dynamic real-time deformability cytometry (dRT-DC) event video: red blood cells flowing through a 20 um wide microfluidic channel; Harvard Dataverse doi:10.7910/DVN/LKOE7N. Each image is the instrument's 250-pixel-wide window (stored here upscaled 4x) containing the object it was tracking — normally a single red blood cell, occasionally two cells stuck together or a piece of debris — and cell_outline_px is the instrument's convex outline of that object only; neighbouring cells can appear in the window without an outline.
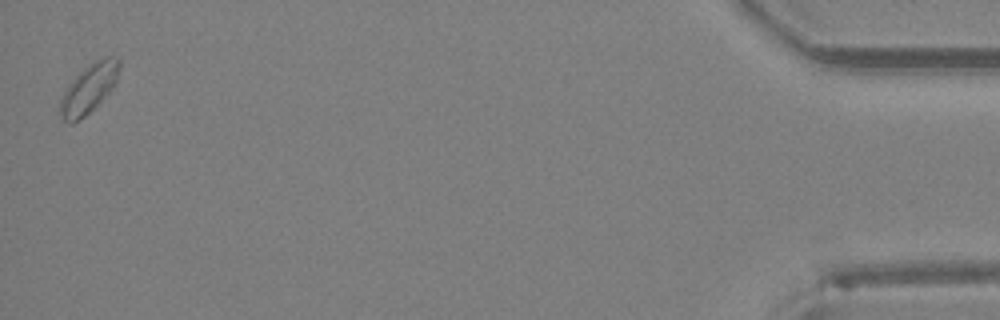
{"species": "Egyptian fruit bat (a non-hibernating species)", "species_latin": "Rousettus aegyptiacus", "temperature_condition": "room temperature", "stored_images_in_passage": 29, "camera_frame_rate_fps": 3000, "um_per_image_px": 0.085, "animal": {"sex": "female"}, "frame": {"image": 1, "passage_image": 29, "time_ms": 9.333, "image_size_px": [1000, 320], "cell_outline_px": [[120, 68], [116, 80], [112, 88], [84, 116], [72, 124], [64, 120], [60, 116], [60, 96], [68, 84], [84, 68], [96, 60], [108, 56], [116, 56], [120, 60]], "centroid_in_image_um": [7.53, 7.5], "position_along_channel_um": 427.7, "area_um2": 16.59}}